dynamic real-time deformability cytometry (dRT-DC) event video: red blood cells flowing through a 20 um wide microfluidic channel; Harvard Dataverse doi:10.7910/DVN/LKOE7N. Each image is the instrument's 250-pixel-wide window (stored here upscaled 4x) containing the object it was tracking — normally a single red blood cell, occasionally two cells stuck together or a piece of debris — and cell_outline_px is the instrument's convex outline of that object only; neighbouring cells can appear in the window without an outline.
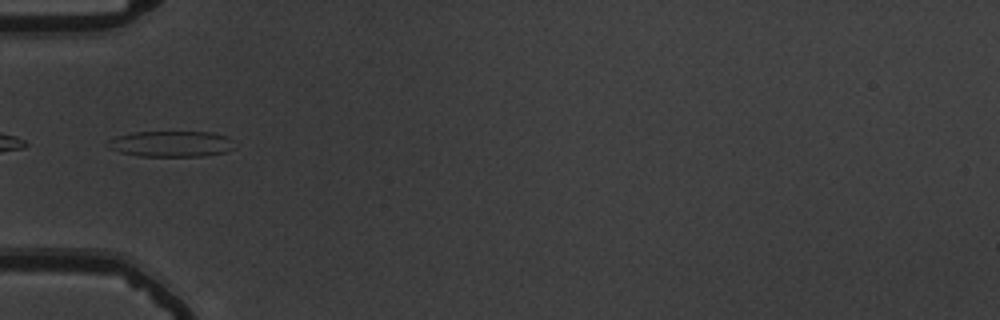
{"species": "common noctule bat (a hibernating species)", "species_latin": "Nyctalus noctula", "temperature_condition": "warm", "stored_images_in_passage": 36, "camera_frame_rate_fps": 3000, "um_per_image_px": 0.085, "animal": {"sex": "male", "body_mass_g": 19.5, "forearm_length_mm": 54.6}, "frame": {"image": 1, "passage_image": 1, "time_ms": 0.0, "image_size_px": [1000, 320], "cell_outline_px": [[236, 148], [228, 152], [204, 156], [140, 156], [120, 152], [108, 148], [112, 140], [116, 136], [132, 132], [212, 132], [228, 136]], "centroid_in_image_um": [14.63, 12.23], "position_along_channel_um": 70.4, "area_um2": 19.13}}
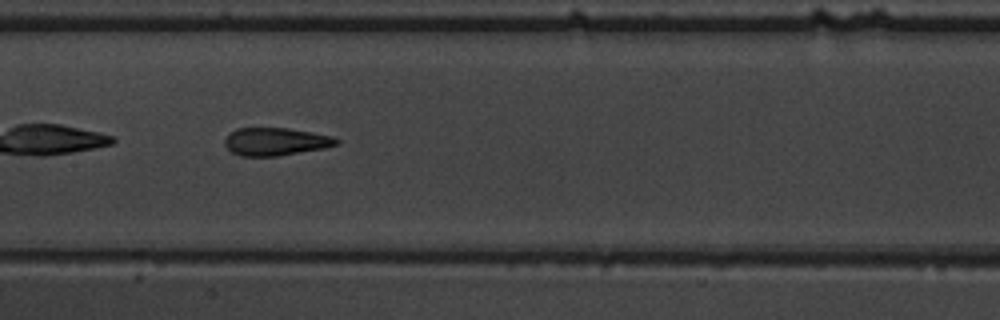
{"frame": {"image": 2, "passage_image": 10, "time_ms": 3.0, "image_size_px": [1000, 320], "cell_outline_px": [[340, 144], [324, 148], [276, 156], [240, 156], [232, 152], [224, 144], [224, 140], [236, 128], [288, 128], [312, 132], [332, 136], [340, 140]], "centroid_in_image_um": [23.45, 12.03], "position_along_channel_um": 183.9, "area_um2": 18.03}}
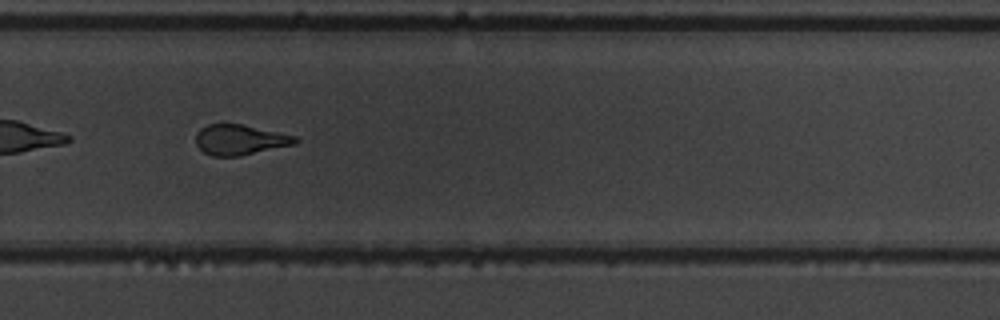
{"frame": {"image": 3, "passage_image": 20, "time_ms": 6.333, "image_size_px": [1000, 320], "cell_outline_px": [[300, 140], [296, 144], [240, 156], [212, 156], [204, 152], [196, 144], [196, 132], [200, 128], [208, 124], [240, 124], [296, 136]], "centroid_in_image_um": [20.39, 11.88], "position_along_channel_um": 309.4, "area_um2": 17.51}, "authors_computed_cell_mechanics": {"area_um2": 18.496, "velocity_mm_per_s": 3.7822, "shape_relaxation_time_tau1_ms": 5.4532, "shape_relaxation_time_tau2_ms": 1.3223, "deformation_change_tau1": 0.19, "deformation_change_tau2": 0.1063}}